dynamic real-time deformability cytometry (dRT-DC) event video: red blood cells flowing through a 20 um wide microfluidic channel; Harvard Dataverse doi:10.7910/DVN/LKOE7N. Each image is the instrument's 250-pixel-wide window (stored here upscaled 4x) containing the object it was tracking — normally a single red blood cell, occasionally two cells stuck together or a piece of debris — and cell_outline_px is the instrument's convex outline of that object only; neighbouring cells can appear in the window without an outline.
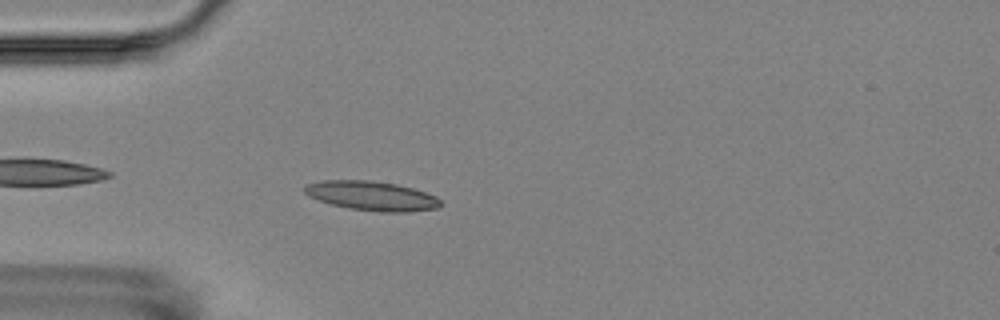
{"species": "Egyptian fruit bat (a non-hibernating species)", "species_latin": "Rousettus aegyptiacus", "temperature_condition": "room temperature", "stored_images_in_passage": 5, "camera_frame_rate_fps": 3000, "um_per_image_px": 0.085, "animal": {"sex": "female"}, "frame": {"image": 1, "passage_image": 5, "time_ms": 4.667, "image_size_px": [1000, 320], "cell_outline_px": [[444, 204], [436, 208], [408, 212], [380, 212], [348, 208], [332, 204], [308, 196], [304, 192], [304, 184], [324, 180], [368, 180], [396, 184], [412, 188], [436, 196]], "centroid_in_image_um": [31.59, 16.65], "position_along_channel_um": 53.4, "area_um2": 23.24}}